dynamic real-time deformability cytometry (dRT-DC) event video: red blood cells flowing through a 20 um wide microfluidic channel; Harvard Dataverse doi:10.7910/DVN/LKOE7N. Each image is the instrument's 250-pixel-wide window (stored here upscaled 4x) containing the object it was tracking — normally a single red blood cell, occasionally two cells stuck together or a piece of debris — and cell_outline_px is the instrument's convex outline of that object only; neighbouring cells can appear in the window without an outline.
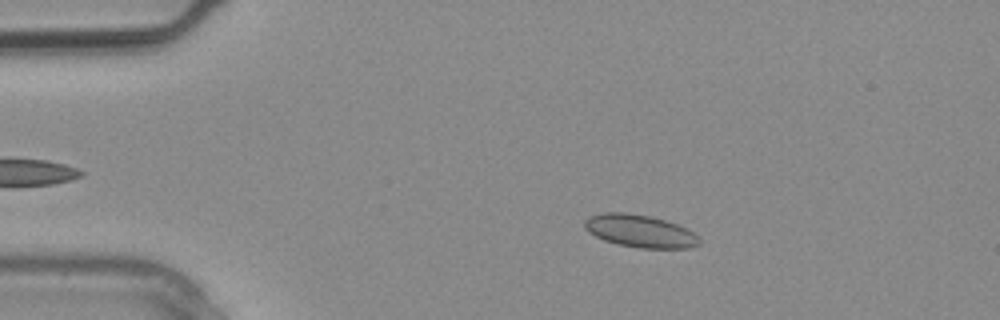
{"species": "common noctule bat (a hibernating species)", "species_latin": "Nyctalus noctula", "temperature_condition": "warm", "stored_images_in_passage": 3, "camera_frame_rate_fps": 3000, "um_per_image_px": 0.085, "animal": {"sex": "male", "body_mass_g": 20.4}, "frame": {"image": 1, "passage_image": 2, "time_ms": 0.333, "image_size_px": [1000, 320], "cell_outline_px": [[700, 244], [688, 248], [640, 248], [616, 244], [604, 240], [588, 232], [584, 228], [584, 220], [588, 216], [604, 212], [628, 212], [652, 216], [676, 224], [692, 232], [700, 240]], "centroid_in_image_um": [54.34, 19.63], "position_along_channel_um": 30.7, "area_um2": 21.85}}
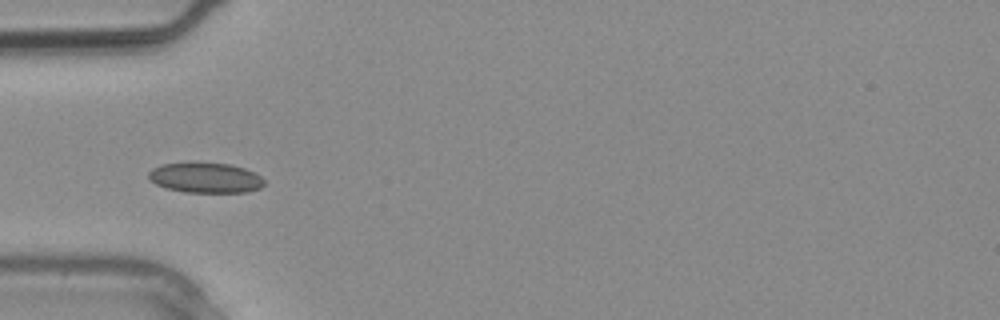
{"frame": {"image": 2, "passage_image": 3, "time_ms": 0.667, "image_size_px": [1000, 320], "cell_outline_px": [[264, 184], [260, 188], [248, 192], [184, 192], [168, 188], [156, 184], [148, 176], [148, 172], [152, 168], [160, 164], [228, 164], [244, 168], [260, 176], [264, 180]], "centroid_in_image_um": [17.47, 15.13], "position_along_channel_um": 67.5, "area_um2": 19.83}}